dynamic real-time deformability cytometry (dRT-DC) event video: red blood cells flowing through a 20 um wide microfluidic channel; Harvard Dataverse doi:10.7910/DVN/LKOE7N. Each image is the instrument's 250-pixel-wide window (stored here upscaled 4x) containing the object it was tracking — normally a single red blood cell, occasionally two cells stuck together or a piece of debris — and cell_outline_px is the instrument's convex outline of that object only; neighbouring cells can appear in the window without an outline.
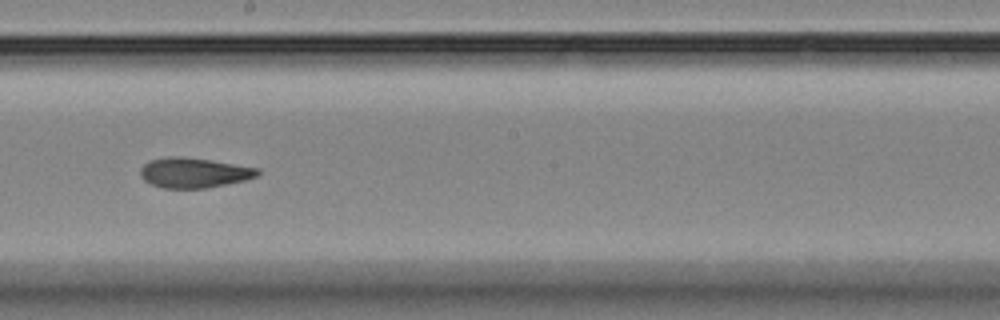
{"species": "Egyptian fruit bat (a non-hibernating species)", "species_latin": "Rousettus aegyptiacus", "temperature_condition": "room temperature", "stored_images_in_passage": 10, "camera_frame_rate_fps": 3000, "um_per_image_px": 0.085, "animal": {"sex": "female"}, "frame": {"image": 1, "passage_image": 9, "time_ms": 9.333, "image_size_px": [1000, 320], "cell_outline_px": [[260, 172], [256, 176], [244, 180], [204, 188], [160, 188], [144, 180], [140, 176], [140, 168], [148, 160], [168, 156], [176, 156], [208, 160], [260, 168]], "centroid_in_image_um": [16.43, 14.68], "position_along_channel_um": 231.8, "area_um2": 20.35}}
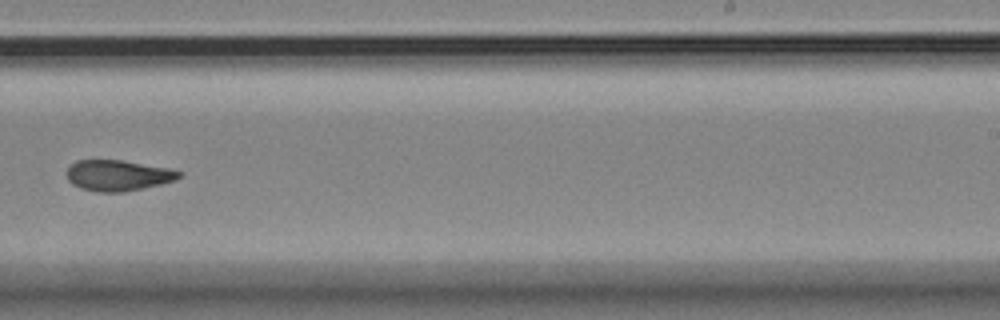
{"frame": {"image": 2, "passage_image": 10, "time_ms": 10.667, "image_size_px": [1000, 320], "cell_outline_px": [[180, 176], [176, 180], [160, 184], [124, 192], [96, 192], [80, 188], [72, 184], [68, 180], [68, 168], [76, 160], [120, 160], [168, 168], [180, 172]], "centroid_in_image_um": [10.0, 14.92], "position_along_channel_um": 279.0, "area_um2": 19.94}}